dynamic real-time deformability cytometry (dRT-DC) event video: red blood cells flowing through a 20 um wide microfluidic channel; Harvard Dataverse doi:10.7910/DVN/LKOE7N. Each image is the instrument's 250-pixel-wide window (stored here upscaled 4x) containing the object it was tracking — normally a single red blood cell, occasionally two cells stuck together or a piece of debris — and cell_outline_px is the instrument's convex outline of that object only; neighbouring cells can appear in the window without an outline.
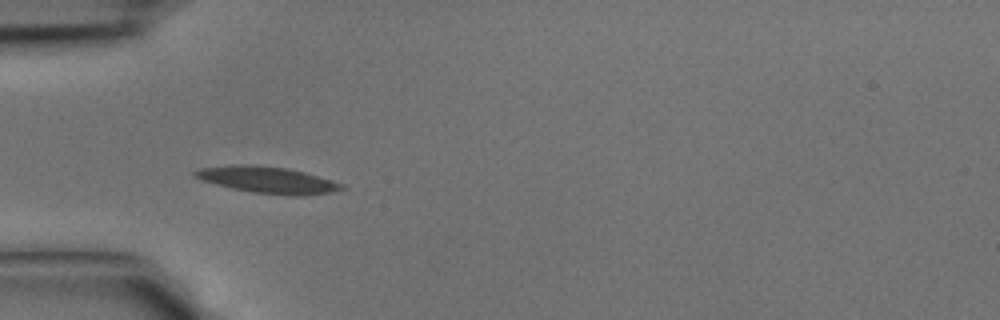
{"species": "common noctule bat (a hibernating species)", "species_latin": "Nyctalus noctula", "temperature_condition": "cold", "stored_images_in_passage": 25, "camera_frame_rate_fps": 3000, "um_per_image_px": 0.085, "animal": {"sex": "male", "body_mass_g": 15.6}, "frame": {"image": 1, "passage_image": 1, "time_ms": 0.0, "image_size_px": [1000, 320], "cell_outline_px": [[348, 188], [332, 192], [300, 196], [296, 196], [256, 192], [232, 188], [216, 184], [192, 176], [192, 172], [200, 168], [228, 164], [256, 164], [288, 168], [304, 172], [332, 180], [344, 184]], "centroid_in_image_um": [22.76, 15.27], "position_along_channel_um": 62.2, "area_um2": 22.83}}
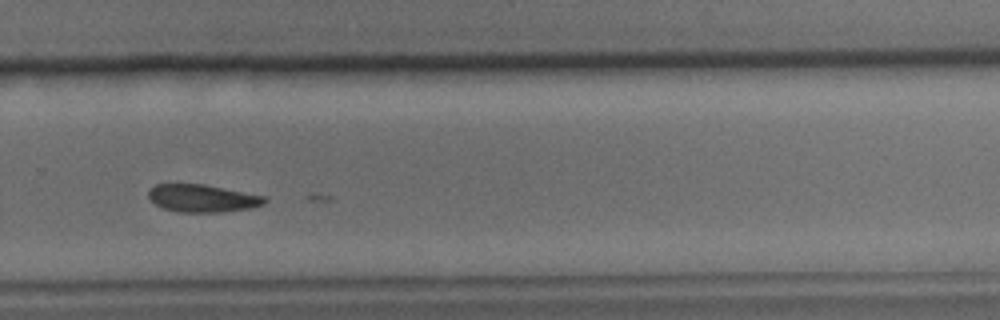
{"frame": {"image": 2, "passage_image": 17, "time_ms": 5.333, "image_size_px": [1000, 320], "cell_outline_px": [[268, 200], [264, 204], [252, 208], [224, 212], [180, 212], [164, 208], [156, 204], [148, 196], [148, 192], [156, 184], [204, 184], [264, 196]], "centroid_in_image_um": [17.24, 16.86], "position_along_channel_um": 312.6, "area_um2": 18.55}}